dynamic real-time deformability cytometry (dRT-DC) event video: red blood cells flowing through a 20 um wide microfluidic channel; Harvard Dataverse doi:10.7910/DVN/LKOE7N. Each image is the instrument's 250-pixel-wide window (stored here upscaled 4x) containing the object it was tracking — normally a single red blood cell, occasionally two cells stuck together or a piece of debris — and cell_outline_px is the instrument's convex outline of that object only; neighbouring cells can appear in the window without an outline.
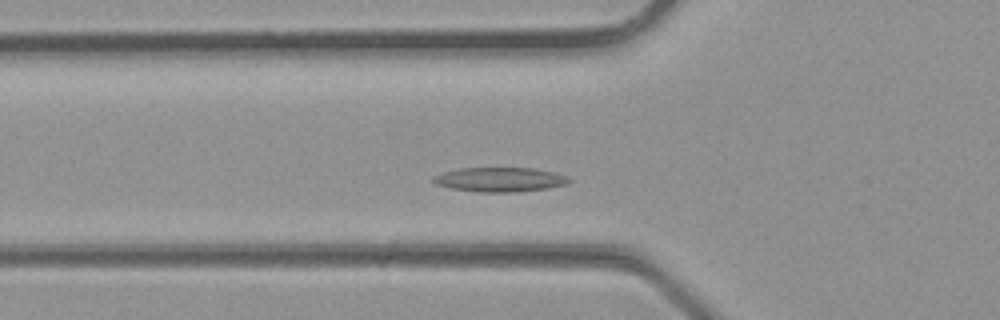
{"species": "common noctule bat (a hibernating species)", "species_latin": "Nyctalus noctula", "temperature_condition": "room temperature", "stored_images_in_passage": 27, "camera_frame_rate_fps": 3000, "um_per_image_px": 0.085, "animal": {"sex": "male", "body_mass_g": 23.1, "forearm_length_mm": 52.7}, "frame": {"image": 1, "passage_image": 5, "time_ms": 1.333, "image_size_px": [1000, 320], "cell_outline_px": [[572, 180], [568, 184], [548, 188], [512, 192], [480, 192], [452, 188], [436, 184], [432, 180], [432, 176], [444, 172], [460, 168], [536, 168], [568, 176]], "centroid_in_image_um": [42.52, 15.26], "position_along_channel_um": 83.3, "area_um2": 19.25}}
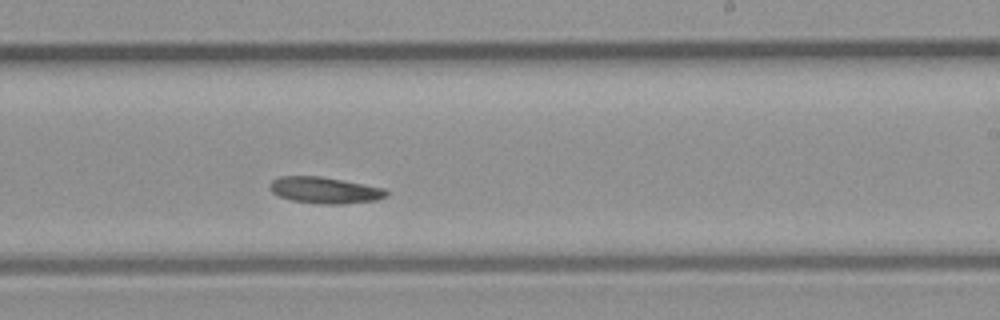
{"frame": {"image": 2, "passage_image": 14, "time_ms": 4.333, "image_size_px": [1000, 320], "cell_outline_px": [[388, 196], [376, 200], [340, 204], [324, 204], [292, 200], [280, 196], [272, 192], [268, 184], [272, 180], [280, 176], [320, 176], [384, 188], [388, 192]], "centroid_in_image_um": [27.59, 16.16], "position_along_channel_um": 261.4, "area_um2": 17.74}}
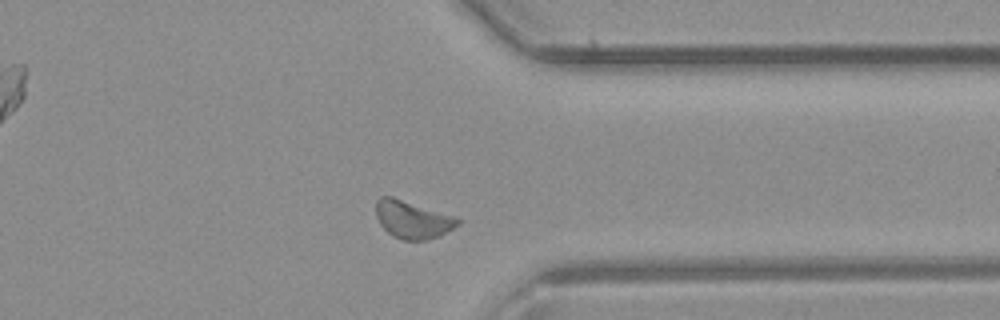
{"frame": {"image": 3, "passage_image": 20, "time_ms": 6.333, "image_size_px": [1000, 320], "cell_outline_px": [[460, 224], [428, 240], [404, 240], [392, 236], [380, 224], [376, 216], [376, 200], [380, 196], [392, 196], [456, 216], [460, 220]], "centroid_in_image_um": [35.04, 18.64], "position_along_channel_um": 376.4, "area_um2": 17.92}}